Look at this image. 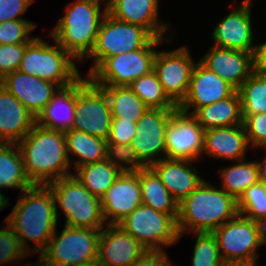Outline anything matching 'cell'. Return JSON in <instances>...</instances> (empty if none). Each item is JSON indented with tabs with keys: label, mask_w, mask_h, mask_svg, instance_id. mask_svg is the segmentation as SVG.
<instances>
[{
	"label": "cell",
	"mask_w": 266,
	"mask_h": 266,
	"mask_svg": "<svg viewBox=\"0 0 266 266\" xmlns=\"http://www.w3.org/2000/svg\"><path fill=\"white\" fill-rule=\"evenodd\" d=\"M29 43L0 45V80L19 69Z\"/></svg>",
	"instance_id": "obj_41"
},
{
	"label": "cell",
	"mask_w": 266,
	"mask_h": 266,
	"mask_svg": "<svg viewBox=\"0 0 266 266\" xmlns=\"http://www.w3.org/2000/svg\"><path fill=\"white\" fill-rule=\"evenodd\" d=\"M159 0H108L107 12L117 20L143 26L156 38H167L170 24L158 18Z\"/></svg>",
	"instance_id": "obj_22"
},
{
	"label": "cell",
	"mask_w": 266,
	"mask_h": 266,
	"mask_svg": "<svg viewBox=\"0 0 266 266\" xmlns=\"http://www.w3.org/2000/svg\"><path fill=\"white\" fill-rule=\"evenodd\" d=\"M256 69L263 75H266V42L259 44L256 56Z\"/></svg>",
	"instance_id": "obj_46"
},
{
	"label": "cell",
	"mask_w": 266,
	"mask_h": 266,
	"mask_svg": "<svg viewBox=\"0 0 266 266\" xmlns=\"http://www.w3.org/2000/svg\"><path fill=\"white\" fill-rule=\"evenodd\" d=\"M101 0H75L65 9L64 16L52 29L50 38L70 53L77 61L84 60L92 51L102 19Z\"/></svg>",
	"instance_id": "obj_4"
},
{
	"label": "cell",
	"mask_w": 266,
	"mask_h": 266,
	"mask_svg": "<svg viewBox=\"0 0 266 266\" xmlns=\"http://www.w3.org/2000/svg\"><path fill=\"white\" fill-rule=\"evenodd\" d=\"M54 43L56 45H50L40 37H35L27 45L18 70L60 87L77 80L81 74L73 61L75 58Z\"/></svg>",
	"instance_id": "obj_6"
},
{
	"label": "cell",
	"mask_w": 266,
	"mask_h": 266,
	"mask_svg": "<svg viewBox=\"0 0 266 266\" xmlns=\"http://www.w3.org/2000/svg\"><path fill=\"white\" fill-rule=\"evenodd\" d=\"M165 266H174V265H172L171 262L168 261V262L165 264Z\"/></svg>",
	"instance_id": "obj_53"
},
{
	"label": "cell",
	"mask_w": 266,
	"mask_h": 266,
	"mask_svg": "<svg viewBox=\"0 0 266 266\" xmlns=\"http://www.w3.org/2000/svg\"><path fill=\"white\" fill-rule=\"evenodd\" d=\"M0 83L37 118L60 87L19 70L6 75Z\"/></svg>",
	"instance_id": "obj_21"
},
{
	"label": "cell",
	"mask_w": 266,
	"mask_h": 266,
	"mask_svg": "<svg viewBox=\"0 0 266 266\" xmlns=\"http://www.w3.org/2000/svg\"><path fill=\"white\" fill-rule=\"evenodd\" d=\"M197 235L192 257V266H224L218 244L213 233H194Z\"/></svg>",
	"instance_id": "obj_36"
},
{
	"label": "cell",
	"mask_w": 266,
	"mask_h": 266,
	"mask_svg": "<svg viewBox=\"0 0 266 266\" xmlns=\"http://www.w3.org/2000/svg\"><path fill=\"white\" fill-rule=\"evenodd\" d=\"M9 204V199L6 198V196L0 192V211L7 207Z\"/></svg>",
	"instance_id": "obj_49"
},
{
	"label": "cell",
	"mask_w": 266,
	"mask_h": 266,
	"mask_svg": "<svg viewBox=\"0 0 266 266\" xmlns=\"http://www.w3.org/2000/svg\"><path fill=\"white\" fill-rule=\"evenodd\" d=\"M167 252L148 250L141 258H139L132 266H165L169 261Z\"/></svg>",
	"instance_id": "obj_45"
},
{
	"label": "cell",
	"mask_w": 266,
	"mask_h": 266,
	"mask_svg": "<svg viewBox=\"0 0 266 266\" xmlns=\"http://www.w3.org/2000/svg\"><path fill=\"white\" fill-rule=\"evenodd\" d=\"M142 204L155 211L178 218V202L167 191L157 174L150 168L139 170Z\"/></svg>",
	"instance_id": "obj_28"
},
{
	"label": "cell",
	"mask_w": 266,
	"mask_h": 266,
	"mask_svg": "<svg viewBox=\"0 0 266 266\" xmlns=\"http://www.w3.org/2000/svg\"><path fill=\"white\" fill-rule=\"evenodd\" d=\"M73 176L93 195L101 198L121 174V170L107 159L75 168Z\"/></svg>",
	"instance_id": "obj_31"
},
{
	"label": "cell",
	"mask_w": 266,
	"mask_h": 266,
	"mask_svg": "<svg viewBox=\"0 0 266 266\" xmlns=\"http://www.w3.org/2000/svg\"><path fill=\"white\" fill-rule=\"evenodd\" d=\"M258 229V236L262 245L266 244V216L255 221Z\"/></svg>",
	"instance_id": "obj_47"
},
{
	"label": "cell",
	"mask_w": 266,
	"mask_h": 266,
	"mask_svg": "<svg viewBox=\"0 0 266 266\" xmlns=\"http://www.w3.org/2000/svg\"><path fill=\"white\" fill-rule=\"evenodd\" d=\"M187 46L171 51H157L153 70L162 85L164 93L178 106L185 98L192 71L196 62Z\"/></svg>",
	"instance_id": "obj_13"
},
{
	"label": "cell",
	"mask_w": 266,
	"mask_h": 266,
	"mask_svg": "<svg viewBox=\"0 0 266 266\" xmlns=\"http://www.w3.org/2000/svg\"><path fill=\"white\" fill-rule=\"evenodd\" d=\"M35 27V23L26 19L0 23V45L30 43L35 37L30 38L29 34Z\"/></svg>",
	"instance_id": "obj_40"
},
{
	"label": "cell",
	"mask_w": 266,
	"mask_h": 266,
	"mask_svg": "<svg viewBox=\"0 0 266 266\" xmlns=\"http://www.w3.org/2000/svg\"><path fill=\"white\" fill-rule=\"evenodd\" d=\"M242 108V118L259 113H266V75L257 69L237 90Z\"/></svg>",
	"instance_id": "obj_34"
},
{
	"label": "cell",
	"mask_w": 266,
	"mask_h": 266,
	"mask_svg": "<svg viewBox=\"0 0 266 266\" xmlns=\"http://www.w3.org/2000/svg\"><path fill=\"white\" fill-rule=\"evenodd\" d=\"M137 123L121 118H112L107 143L132 144L136 134Z\"/></svg>",
	"instance_id": "obj_43"
},
{
	"label": "cell",
	"mask_w": 266,
	"mask_h": 266,
	"mask_svg": "<svg viewBox=\"0 0 266 266\" xmlns=\"http://www.w3.org/2000/svg\"><path fill=\"white\" fill-rule=\"evenodd\" d=\"M154 36L143 26L117 20L108 12L102 19L95 44L85 58H93L90 73L103 59L145 47Z\"/></svg>",
	"instance_id": "obj_9"
},
{
	"label": "cell",
	"mask_w": 266,
	"mask_h": 266,
	"mask_svg": "<svg viewBox=\"0 0 266 266\" xmlns=\"http://www.w3.org/2000/svg\"><path fill=\"white\" fill-rule=\"evenodd\" d=\"M64 135L69 161L70 154L78 157L74 168L106 159L107 141L74 129L65 131Z\"/></svg>",
	"instance_id": "obj_29"
},
{
	"label": "cell",
	"mask_w": 266,
	"mask_h": 266,
	"mask_svg": "<svg viewBox=\"0 0 266 266\" xmlns=\"http://www.w3.org/2000/svg\"><path fill=\"white\" fill-rule=\"evenodd\" d=\"M128 87L152 109H177L178 107L164 93L154 70L134 81Z\"/></svg>",
	"instance_id": "obj_35"
},
{
	"label": "cell",
	"mask_w": 266,
	"mask_h": 266,
	"mask_svg": "<svg viewBox=\"0 0 266 266\" xmlns=\"http://www.w3.org/2000/svg\"><path fill=\"white\" fill-rule=\"evenodd\" d=\"M32 186L17 143H0V189L13 188L23 192Z\"/></svg>",
	"instance_id": "obj_30"
},
{
	"label": "cell",
	"mask_w": 266,
	"mask_h": 266,
	"mask_svg": "<svg viewBox=\"0 0 266 266\" xmlns=\"http://www.w3.org/2000/svg\"><path fill=\"white\" fill-rule=\"evenodd\" d=\"M3 224L6 225L0 229V265L21 261L29 253L22 247L13 228L7 222Z\"/></svg>",
	"instance_id": "obj_39"
},
{
	"label": "cell",
	"mask_w": 266,
	"mask_h": 266,
	"mask_svg": "<svg viewBox=\"0 0 266 266\" xmlns=\"http://www.w3.org/2000/svg\"><path fill=\"white\" fill-rule=\"evenodd\" d=\"M259 174V183L266 188V155L263 161H256Z\"/></svg>",
	"instance_id": "obj_48"
},
{
	"label": "cell",
	"mask_w": 266,
	"mask_h": 266,
	"mask_svg": "<svg viewBox=\"0 0 266 266\" xmlns=\"http://www.w3.org/2000/svg\"><path fill=\"white\" fill-rule=\"evenodd\" d=\"M192 115L204 130L243 124L241 100L237 91L224 100L198 108Z\"/></svg>",
	"instance_id": "obj_27"
},
{
	"label": "cell",
	"mask_w": 266,
	"mask_h": 266,
	"mask_svg": "<svg viewBox=\"0 0 266 266\" xmlns=\"http://www.w3.org/2000/svg\"><path fill=\"white\" fill-rule=\"evenodd\" d=\"M36 124V117L0 83V143L20 142Z\"/></svg>",
	"instance_id": "obj_23"
},
{
	"label": "cell",
	"mask_w": 266,
	"mask_h": 266,
	"mask_svg": "<svg viewBox=\"0 0 266 266\" xmlns=\"http://www.w3.org/2000/svg\"><path fill=\"white\" fill-rule=\"evenodd\" d=\"M75 112L71 129L108 140L112 121L109 101L89 78L76 91Z\"/></svg>",
	"instance_id": "obj_12"
},
{
	"label": "cell",
	"mask_w": 266,
	"mask_h": 266,
	"mask_svg": "<svg viewBox=\"0 0 266 266\" xmlns=\"http://www.w3.org/2000/svg\"><path fill=\"white\" fill-rule=\"evenodd\" d=\"M55 230L47 248L38 255L52 266H84L97 261L99 229L65 226Z\"/></svg>",
	"instance_id": "obj_8"
},
{
	"label": "cell",
	"mask_w": 266,
	"mask_h": 266,
	"mask_svg": "<svg viewBox=\"0 0 266 266\" xmlns=\"http://www.w3.org/2000/svg\"><path fill=\"white\" fill-rule=\"evenodd\" d=\"M34 0H0V23L11 20H22L23 15Z\"/></svg>",
	"instance_id": "obj_44"
},
{
	"label": "cell",
	"mask_w": 266,
	"mask_h": 266,
	"mask_svg": "<svg viewBox=\"0 0 266 266\" xmlns=\"http://www.w3.org/2000/svg\"><path fill=\"white\" fill-rule=\"evenodd\" d=\"M148 250L163 251L179 241L177 221L169 214L139 205L117 224Z\"/></svg>",
	"instance_id": "obj_10"
},
{
	"label": "cell",
	"mask_w": 266,
	"mask_h": 266,
	"mask_svg": "<svg viewBox=\"0 0 266 266\" xmlns=\"http://www.w3.org/2000/svg\"><path fill=\"white\" fill-rule=\"evenodd\" d=\"M252 2L243 0L240 6L217 23L211 33L215 42L213 46L250 52L257 56L259 45L253 44Z\"/></svg>",
	"instance_id": "obj_16"
},
{
	"label": "cell",
	"mask_w": 266,
	"mask_h": 266,
	"mask_svg": "<svg viewBox=\"0 0 266 266\" xmlns=\"http://www.w3.org/2000/svg\"><path fill=\"white\" fill-rule=\"evenodd\" d=\"M148 249L118 225L100 232L97 261L103 266H132Z\"/></svg>",
	"instance_id": "obj_19"
},
{
	"label": "cell",
	"mask_w": 266,
	"mask_h": 266,
	"mask_svg": "<svg viewBox=\"0 0 266 266\" xmlns=\"http://www.w3.org/2000/svg\"><path fill=\"white\" fill-rule=\"evenodd\" d=\"M87 78L80 76L71 84L59 87L36 118V123L48 129L63 132L70 130L76 114V91Z\"/></svg>",
	"instance_id": "obj_24"
},
{
	"label": "cell",
	"mask_w": 266,
	"mask_h": 266,
	"mask_svg": "<svg viewBox=\"0 0 266 266\" xmlns=\"http://www.w3.org/2000/svg\"><path fill=\"white\" fill-rule=\"evenodd\" d=\"M243 126L250 148H266V113L246 116Z\"/></svg>",
	"instance_id": "obj_42"
},
{
	"label": "cell",
	"mask_w": 266,
	"mask_h": 266,
	"mask_svg": "<svg viewBox=\"0 0 266 266\" xmlns=\"http://www.w3.org/2000/svg\"><path fill=\"white\" fill-rule=\"evenodd\" d=\"M106 159L125 172H137L145 168L137 158L132 144L107 143Z\"/></svg>",
	"instance_id": "obj_38"
},
{
	"label": "cell",
	"mask_w": 266,
	"mask_h": 266,
	"mask_svg": "<svg viewBox=\"0 0 266 266\" xmlns=\"http://www.w3.org/2000/svg\"><path fill=\"white\" fill-rule=\"evenodd\" d=\"M175 110L148 108L138 120L132 147L145 167L166 158V129Z\"/></svg>",
	"instance_id": "obj_14"
},
{
	"label": "cell",
	"mask_w": 266,
	"mask_h": 266,
	"mask_svg": "<svg viewBox=\"0 0 266 266\" xmlns=\"http://www.w3.org/2000/svg\"><path fill=\"white\" fill-rule=\"evenodd\" d=\"M23 159L24 169L33 185H47L71 176L63 131L44 128L37 123L17 143Z\"/></svg>",
	"instance_id": "obj_2"
},
{
	"label": "cell",
	"mask_w": 266,
	"mask_h": 266,
	"mask_svg": "<svg viewBox=\"0 0 266 266\" xmlns=\"http://www.w3.org/2000/svg\"><path fill=\"white\" fill-rule=\"evenodd\" d=\"M37 260H39V264H37V263H33L32 265L30 264H28V265H23V266H52V265H50V264H48V263H46L41 257H38V259Z\"/></svg>",
	"instance_id": "obj_50"
},
{
	"label": "cell",
	"mask_w": 266,
	"mask_h": 266,
	"mask_svg": "<svg viewBox=\"0 0 266 266\" xmlns=\"http://www.w3.org/2000/svg\"><path fill=\"white\" fill-rule=\"evenodd\" d=\"M204 129L192 114L177 108L167 124L166 158L193 161L204 150Z\"/></svg>",
	"instance_id": "obj_15"
},
{
	"label": "cell",
	"mask_w": 266,
	"mask_h": 266,
	"mask_svg": "<svg viewBox=\"0 0 266 266\" xmlns=\"http://www.w3.org/2000/svg\"><path fill=\"white\" fill-rule=\"evenodd\" d=\"M170 40L154 37L141 49L105 58L86 76L98 86H128L153 70L157 53L154 47Z\"/></svg>",
	"instance_id": "obj_7"
},
{
	"label": "cell",
	"mask_w": 266,
	"mask_h": 266,
	"mask_svg": "<svg viewBox=\"0 0 266 266\" xmlns=\"http://www.w3.org/2000/svg\"><path fill=\"white\" fill-rule=\"evenodd\" d=\"M190 163L192 161L164 158L150 166L178 203L205 180Z\"/></svg>",
	"instance_id": "obj_25"
},
{
	"label": "cell",
	"mask_w": 266,
	"mask_h": 266,
	"mask_svg": "<svg viewBox=\"0 0 266 266\" xmlns=\"http://www.w3.org/2000/svg\"><path fill=\"white\" fill-rule=\"evenodd\" d=\"M235 91L228 82L198 61L194 65L187 94L177 107L193 114L198 108L224 100ZM190 108L193 110L190 111Z\"/></svg>",
	"instance_id": "obj_18"
},
{
	"label": "cell",
	"mask_w": 266,
	"mask_h": 266,
	"mask_svg": "<svg viewBox=\"0 0 266 266\" xmlns=\"http://www.w3.org/2000/svg\"><path fill=\"white\" fill-rule=\"evenodd\" d=\"M224 266H257L252 264H225Z\"/></svg>",
	"instance_id": "obj_51"
},
{
	"label": "cell",
	"mask_w": 266,
	"mask_h": 266,
	"mask_svg": "<svg viewBox=\"0 0 266 266\" xmlns=\"http://www.w3.org/2000/svg\"><path fill=\"white\" fill-rule=\"evenodd\" d=\"M238 214L237 200L204 180L178 203L179 238L187 231L191 234L212 233Z\"/></svg>",
	"instance_id": "obj_3"
},
{
	"label": "cell",
	"mask_w": 266,
	"mask_h": 266,
	"mask_svg": "<svg viewBox=\"0 0 266 266\" xmlns=\"http://www.w3.org/2000/svg\"><path fill=\"white\" fill-rule=\"evenodd\" d=\"M199 61L236 91L256 70V57L252 53L216 46L210 47Z\"/></svg>",
	"instance_id": "obj_20"
},
{
	"label": "cell",
	"mask_w": 266,
	"mask_h": 266,
	"mask_svg": "<svg viewBox=\"0 0 266 266\" xmlns=\"http://www.w3.org/2000/svg\"><path fill=\"white\" fill-rule=\"evenodd\" d=\"M100 201L106 225H117L142 204L139 171H122Z\"/></svg>",
	"instance_id": "obj_17"
},
{
	"label": "cell",
	"mask_w": 266,
	"mask_h": 266,
	"mask_svg": "<svg viewBox=\"0 0 266 266\" xmlns=\"http://www.w3.org/2000/svg\"><path fill=\"white\" fill-rule=\"evenodd\" d=\"M105 92L112 118L137 123L148 107L128 86H100Z\"/></svg>",
	"instance_id": "obj_32"
},
{
	"label": "cell",
	"mask_w": 266,
	"mask_h": 266,
	"mask_svg": "<svg viewBox=\"0 0 266 266\" xmlns=\"http://www.w3.org/2000/svg\"><path fill=\"white\" fill-rule=\"evenodd\" d=\"M235 164L221 168L220 178L222 190L238 200L250 186L259 183L256 161L241 160Z\"/></svg>",
	"instance_id": "obj_33"
},
{
	"label": "cell",
	"mask_w": 266,
	"mask_h": 266,
	"mask_svg": "<svg viewBox=\"0 0 266 266\" xmlns=\"http://www.w3.org/2000/svg\"><path fill=\"white\" fill-rule=\"evenodd\" d=\"M51 189L57 217L60 208L65 226L102 230L106 226L100 198L87 190L73 175L47 184ZM105 224V225H104Z\"/></svg>",
	"instance_id": "obj_5"
},
{
	"label": "cell",
	"mask_w": 266,
	"mask_h": 266,
	"mask_svg": "<svg viewBox=\"0 0 266 266\" xmlns=\"http://www.w3.org/2000/svg\"><path fill=\"white\" fill-rule=\"evenodd\" d=\"M84 266H103V265L100 264L98 261H95V262L89 263V264L84 265Z\"/></svg>",
	"instance_id": "obj_52"
},
{
	"label": "cell",
	"mask_w": 266,
	"mask_h": 266,
	"mask_svg": "<svg viewBox=\"0 0 266 266\" xmlns=\"http://www.w3.org/2000/svg\"><path fill=\"white\" fill-rule=\"evenodd\" d=\"M5 221L28 253H31V248H27L32 241L35 242L32 253L37 251L40 255L57 229L58 217L51 189L47 185H33L23 191Z\"/></svg>",
	"instance_id": "obj_1"
},
{
	"label": "cell",
	"mask_w": 266,
	"mask_h": 266,
	"mask_svg": "<svg viewBox=\"0 0 266 266\" xmlns=\"http://www.w3.org/2000/svg\"><path fill=\"white\" fill-rule=\"evenodd\" d=\"M240 215L254 221L266 216V188L257 183L250 186L237 200Z\"/></svg>",
	"instance_id": "obj_37"
},
{
	"label": "cell",
	"mask_w": 266,
	"mask_h": 266,
	"mask_svg": "<svg viewBox=\"0 0 266 266\" xmlns=\"http://www.w3.org/2000/svg\"><path fill=\"white\" fill-rule=\"evenodd\" d=\"M212 233L225 264L257 265V250L262 243L254 220L238 214Z\"/></svg>",
	"instance_id": "obj_11"
},
{
	"label": "cell",
	"mask_w": 266,
	"mask_h": 266,
	"mask_svg": "<svg viewBox=\"0 0 266 266\" xmlns=\"http://www.w3.org/2000/svg\"><path fill=\"white\" fill-rule=\"evenodd\" d=\"M249 148L243 124L204 131V154L217 159L241 161Z\"/></svg>",
	"instance_id": "obj_26"
}]
</instances>
